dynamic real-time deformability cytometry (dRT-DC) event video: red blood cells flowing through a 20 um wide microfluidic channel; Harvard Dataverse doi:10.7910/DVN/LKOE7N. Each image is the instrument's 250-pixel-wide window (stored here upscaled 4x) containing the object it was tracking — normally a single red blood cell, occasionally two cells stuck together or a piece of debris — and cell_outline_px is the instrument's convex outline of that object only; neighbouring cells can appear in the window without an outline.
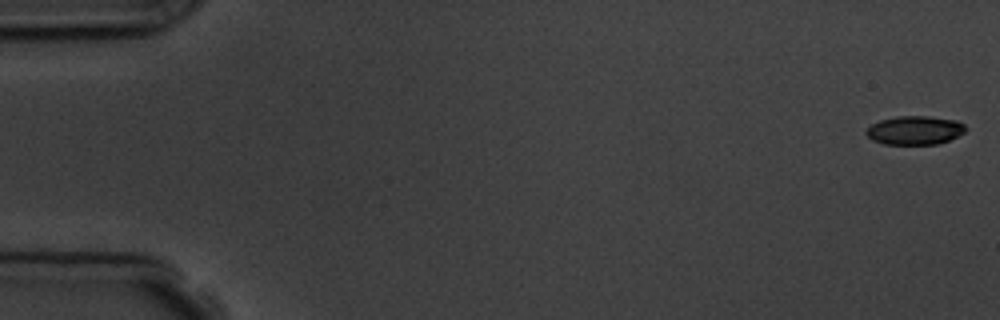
{"species": "common noctule bat (a hibernating species)", "species_latin": "Nyctalus noctula", "temperature_condition": "room temperature", "stored_images_in_passage": 5, "camera_frame_rate_fps": 3000, "um_per_image_px": 0.085, "animal": {"sex": "male", "body_mass_g": 19.5, "forearm_length_mm": 54.6}, "frame": {"image": 1, "passage_image": 1, "time_ms": 0.0, "image_size_px": [1000, 320], "cell_outline_px": [[968, 128], [964, 132], [948, 140], [936, 144], [884, 144], [872, 140], [864, 132], [872, 124], [880, 120], [896, 116], [928, 116], [956, 120], [964, 124]], "centroid_in_image_um": [77.75, 11.07], "position_along_channel_um": 7.3, "area_um2": 16.59}}
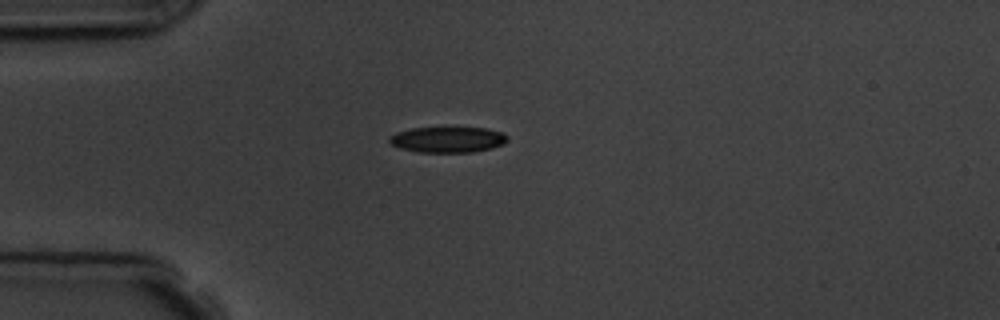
{"frame": {"image": 2, "passage_image": 5, "time_ms": 4.667, "image_size_px": [1000, 320], "cell_outline_px": [[508, 140], [504, 144], [492, 148], [472, 152], [420, 152], [400, 148], [392, 144], [388, 140], [388, 136], [396, 132], [412, 128], [488, 128], [504, 132], [508, 136]], "centroid_in_image_um": [38.09, 11.86], "position_along_channel_um": 46.9, "area_um2": 17.8}}